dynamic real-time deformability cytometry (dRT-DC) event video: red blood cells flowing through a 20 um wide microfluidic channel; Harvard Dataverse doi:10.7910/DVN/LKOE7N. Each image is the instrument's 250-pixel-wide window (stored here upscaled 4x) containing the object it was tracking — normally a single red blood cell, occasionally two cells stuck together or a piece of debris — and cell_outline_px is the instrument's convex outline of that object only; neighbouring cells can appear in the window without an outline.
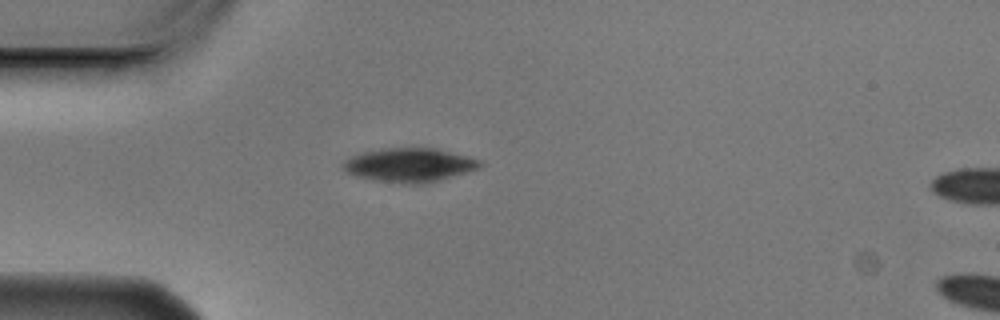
{"species": "Egyptian fruit bat (a non-hibernating species)", "species_latin": "Rousettus aegyptiacus", "temperature_condition": "cold", "stored_images_in_passage": 2, "camera_frame_rate_fps": 3000, "um_per_image_px": 0.085, "animal": {"sex": "male"}, "frame": {"image": 1, "passage_image": 1, "time_ms": 0.0, "image_size_px": [1000, 320], "cell_outline_px": [[484, 164], [480, 168], [428, 184], [404, 184], [376, 180], [356, 176], [344, 172], [340, 168], [340, 164], [344, 160], [352, 156], [364, 152], [388, 148], [436, 148], [480, 160]], "centroid_in_image_um": [34.78, 14.04], "position_along_channel_um": 50.2, "area_um2": 27.22}}